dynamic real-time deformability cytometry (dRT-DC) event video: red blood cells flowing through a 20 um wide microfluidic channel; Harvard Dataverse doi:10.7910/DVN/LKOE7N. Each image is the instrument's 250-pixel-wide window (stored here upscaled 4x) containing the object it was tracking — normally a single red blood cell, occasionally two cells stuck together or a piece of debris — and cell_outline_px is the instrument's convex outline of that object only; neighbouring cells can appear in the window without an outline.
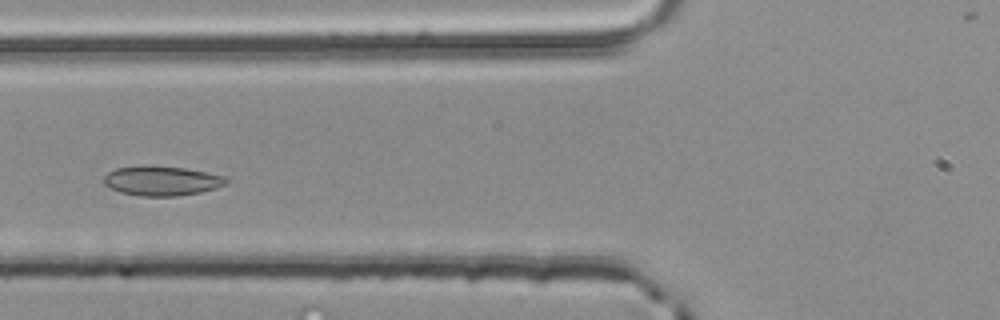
{"species": "common noctule bat (a hibernating species)", "species_latin": "Nyctalus noctula", "temperature_condition": "room temperature", "stored_images_in_passage": 37, "camera_frame_rate_fps": 3000, "um_per_image_px": 0.085, "animal": {"sex": "male", "body_mass_g": 20.4}, "frame": {"image": 1, "passage_image": 4, "time_ms": 1.0, "image_size_px": [1000, 320], "cell_outline_px": [[228, 180], [224, 184], [216, 188], [200, 192], [176, 196], [140, 196], [120, 192], [104, 184], [104, 176], [108, 172], [116, 168], [184, 168], [224, 176]], "centroid_in_image_um": [13.75, 15.41], "position_along_channel_um": 112.0, "area_um2": 20.11}}
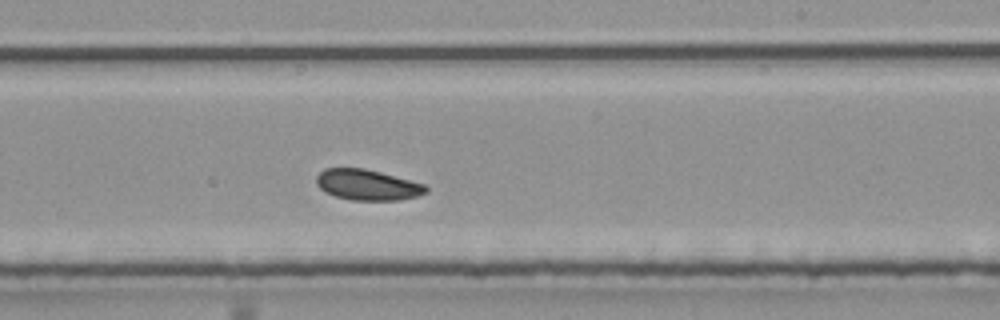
{"frame": {"image": 2, "passage_image": 15, "time_ms": 4.667, "image_size_px": [1000, 320], "cell_outline_px": [[428, 192], [416, 196], [400, 200], [352, 200], [336, 196], [324, 192], [316, 184], [316, 176], [324, 168], [364, 168], [380, 172], [424, 184], [428, 188]], "centroid_in_image_um": [31.2, 15.71], "position_along_channel_um": 257.8, "area_um2": 19.54}}
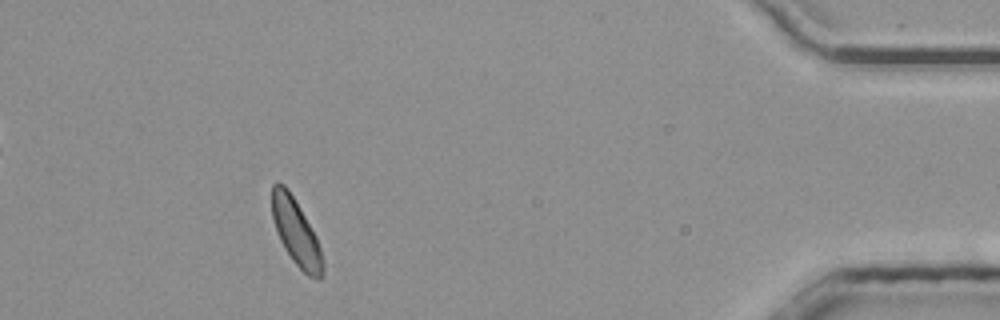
{"frame": {"image": 3, "passage_image": 31, "time_ms": 10.0, "image_size_px": [1000, 320], "cell_outline_px": [[324, 276], [320, 280], [316, 280], [308, 276], [292, 260], [284, 248], [276, 232], [272, 216], [272, 184], [284, 184], [288, 188], [300, 208], [316, 236], [324, 260]], "centroid_in_image_um": [25.19, 19.8], "position_along_channel_um": 410.0, "area_um2": 19.71}}